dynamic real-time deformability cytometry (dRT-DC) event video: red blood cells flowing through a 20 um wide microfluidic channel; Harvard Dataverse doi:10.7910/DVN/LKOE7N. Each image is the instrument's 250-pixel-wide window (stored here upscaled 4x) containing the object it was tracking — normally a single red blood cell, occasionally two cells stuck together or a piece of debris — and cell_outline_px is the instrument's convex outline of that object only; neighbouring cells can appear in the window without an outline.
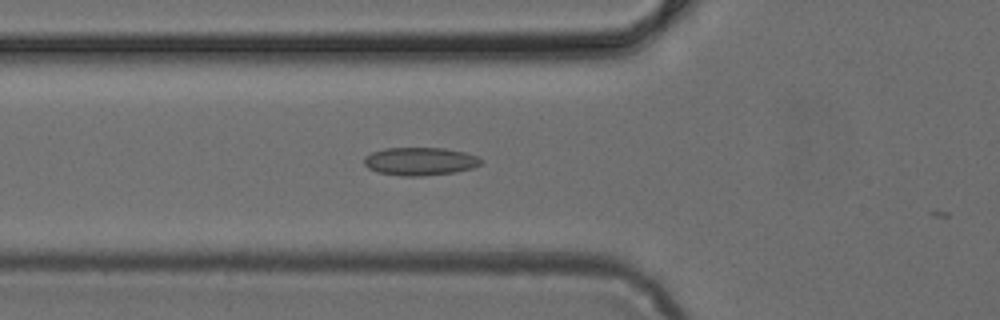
{"species": "common noctule bat (a hibernating species)", "species_latin": "Nyctalus noctula", "temperature_condition": "cold", "stored_images_in_passage": 5, "camera_frame_rate_fps": 3000, "um_per_image_px": 0.085, "animal": {"sex": "female", "body_mass_g": 24.6, "forearm_length_mm": 56.2}, "frame": {"image": 1, "passage_image": 4, "time_ms": 1.0, "image_size_px": [1000, 320], "cell_outline_px": [[484, 160], [480, 164], [472, 168], [456, 172], [420, 176], [400, 176], [376, 172], [368, 168], [364, 164], [364, 156], [372, 152], [384, 148], [444, 148], [464, 152], [476, 156]], "centroid_in_image_um": [35.68, 13.72], "position_along_channel_um": 90.1, "area_um2": 19.19}}